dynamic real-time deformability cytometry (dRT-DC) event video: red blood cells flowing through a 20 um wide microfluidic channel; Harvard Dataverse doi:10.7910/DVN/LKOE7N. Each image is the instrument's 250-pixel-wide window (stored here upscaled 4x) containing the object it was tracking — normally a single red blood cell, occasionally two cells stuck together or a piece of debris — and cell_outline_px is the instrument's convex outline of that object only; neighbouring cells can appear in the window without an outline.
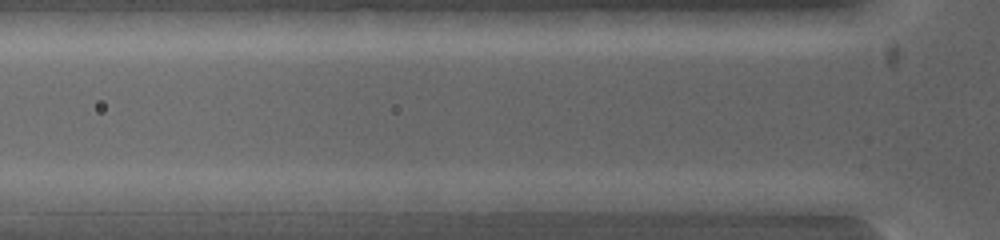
{"species": "common noctule bat (a hibernating species)", "species_latin": "Nyctalus noctula", "temperature_condition": "warm", "stored_images_in_passage": 5, "camera_frame_rate_fps": 5000, "um_per_image_px": 0.085, "animal": {"sex": "female", "body_mass_g": 19.0, "forearm_length_mm": 53.3}, "frame": {"image": 1, "passage_image": 3, "time_ms": 1.6, "image_size_px": [1000, 240], "cell_outline_px": [[608, 200], [560, 212], [508, 212], [492, 200], [500, 192], [568, 192]], "centroid_in_image_um": [46.14, 17.13], "position_along_channel_um": 79.7, "area_um2": 12.6}}